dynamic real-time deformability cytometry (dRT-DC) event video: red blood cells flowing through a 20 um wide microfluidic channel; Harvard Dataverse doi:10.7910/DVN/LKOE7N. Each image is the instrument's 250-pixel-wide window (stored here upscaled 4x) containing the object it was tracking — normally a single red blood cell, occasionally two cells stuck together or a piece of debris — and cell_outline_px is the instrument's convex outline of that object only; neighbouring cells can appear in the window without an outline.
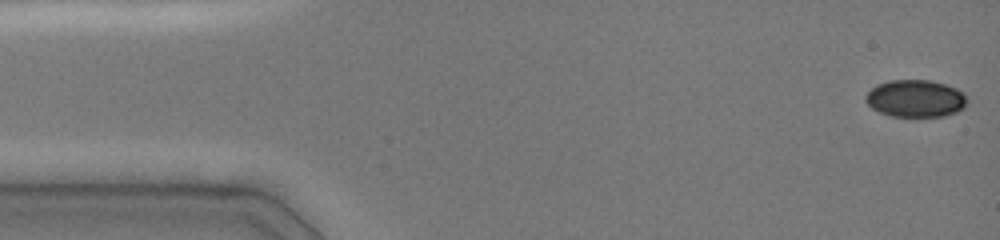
{"species": "common noctule bat (a hibernating species)", "species_latin": "Nyctalus noctula", "temperature_condition": "cold", "stored_images_in_passage": 47, "camera_frame_rate_fps": 3000, "um_per_image_px": 0.085, "animal": {"sex": "female", "body_mass_g": 19.0, "forearm_length_mm": 51.5}, "frame": {"image": 1, "passage_image": 1, "time_ms": 0.0, "image_size_px": [1000, 240], "cell_outline_px": [[968, 100], [964, 108], [956, 112], [944, 116], [892, 116], [880, 112], [872, 108], [864, 100], [864, 96], [876, 84], [888, 80], [928, 80], [944, 84], [956, 88], [964, 92]], "centroid_in_image_um": [77.82, 8.36], "position_along_channel_um": 7.2, "area_um2": 22.14}}
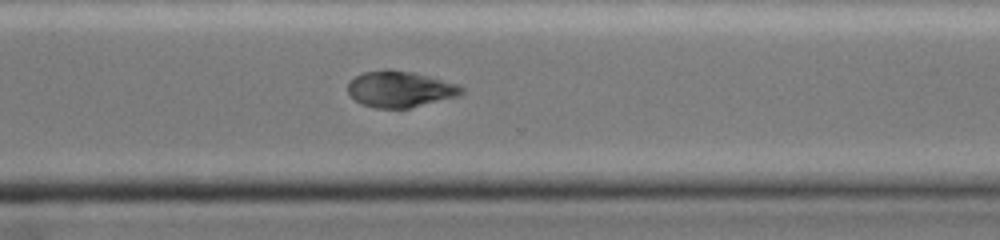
{"frame": {"image": 2, "passage_image": 34, "time_ms": 11.0, "image_size_px": [1000, 240], "cell_outline_px": [[464, 92], [460, 96], [408, 108], [376, 108], [360, 104], [348, 92], [348, 84], [356, 76], [364, 72], [412, 72], [460, 84], [464, 88]], "centroid_in_image_um": [34.07, 7.62], "position_along_channel_um": 336.5, "area_um2": 23.35}}
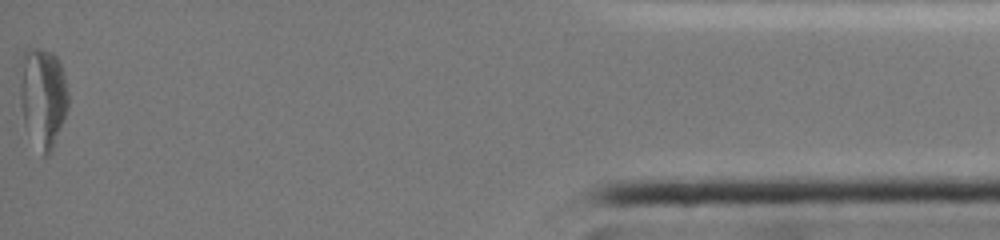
{"frame": {"image": 3, "passage_image": 47, "time_ms": 15.333, "image_size_px": [1000, 240], "cell_outline_px": [[68, 108], [64, 120], [52, 152], [48, 156], [44, 156], [24, 124], [20, 104], [20, 60], [24, 48], [40, 48], [52, 52], [56, 56], [64, 72], [68, 88]], "centroid_in_image_um": [3.65, 8.22], "position_along_channel_um": 431.6, "area_um2": 28.55}, "authors_computed_cell_mechanics": {"area_um2": 25.0852, "velocity_mm_per_s": 4.063, "shape_relaxation_time_tau1_ms": 0.5596, "shape_relaxation_time_tau2_ms": null, "deformation_change_tau1": 0.0301, "deformation_change_tau2": null}}